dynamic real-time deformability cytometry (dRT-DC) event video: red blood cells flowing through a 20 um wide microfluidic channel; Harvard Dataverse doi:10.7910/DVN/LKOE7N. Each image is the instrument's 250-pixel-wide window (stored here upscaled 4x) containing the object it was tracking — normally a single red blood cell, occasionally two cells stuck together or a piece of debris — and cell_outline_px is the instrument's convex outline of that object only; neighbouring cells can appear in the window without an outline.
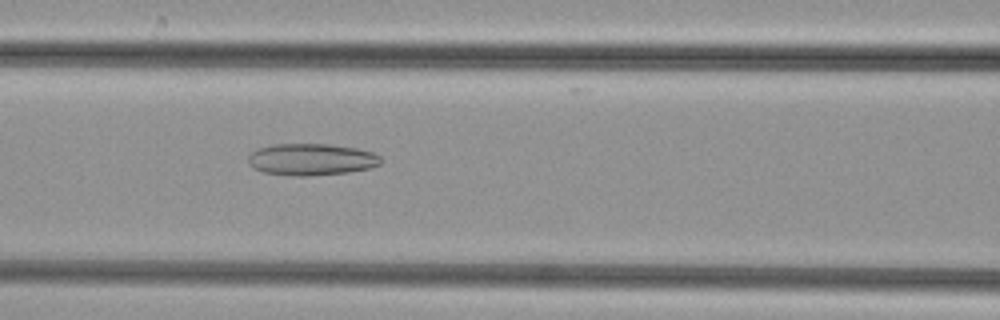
{"species": "common noctule bat (a hibernating species)", "species_latin": "Nyctalus noctula", "temperature_condition": "cold", "stored_images_in_passage": 37, "camera_frame_rate_fps": 3000, "um_per_image_px": 0.085, "animal": {"sex": "female", "body_mass_g": 29.2, "forearm_length_mm": 56.3}, "frame": {"image": 1, "passage_image": 8, "time_ms": 2.333, "image_size_px": [1000, 320], "cell_outline_px": [[384, 160], [380, 164], [368, 168], [348, 172], [308, 176], [292, 176], [264, 172], [248, 164], [248, 156], [252, 152], [260, 148], [272, 144], [328, 144], [356, 148], [372, 152], [380, 156]], "centroid_in_image_um": [26.48, 13.55], "position_along_channel_um": 140.1, "area_um2": 24.51}}
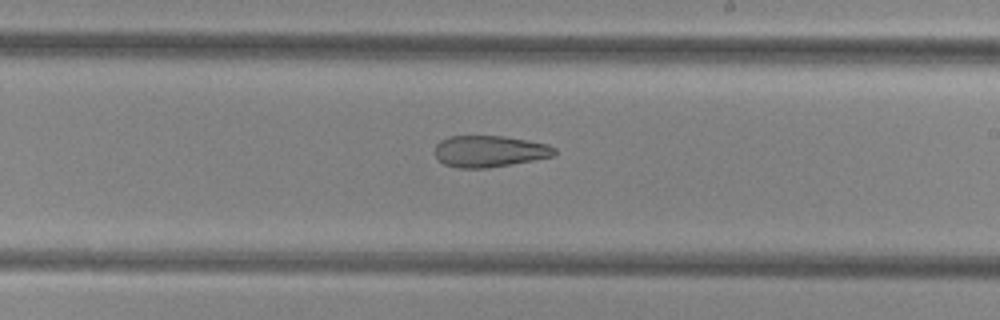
{"frame": {"image": 2, "passage_image": 16, "time_ms": 5.0, "image_size_px": [1000, 320], "cell_outline_px": [[556, 152], [552, 156], [532, 160], [488, 168], [456, 168], [444, 164], [436, 156], [436, 144], [440, 140], [448, 136], [504, 136], [548, 144], [556, 148]], "centroid_in_image_um": [41.59, 12.85], "position_along_channel_um": 247.4, "area_um2": 21.85}}
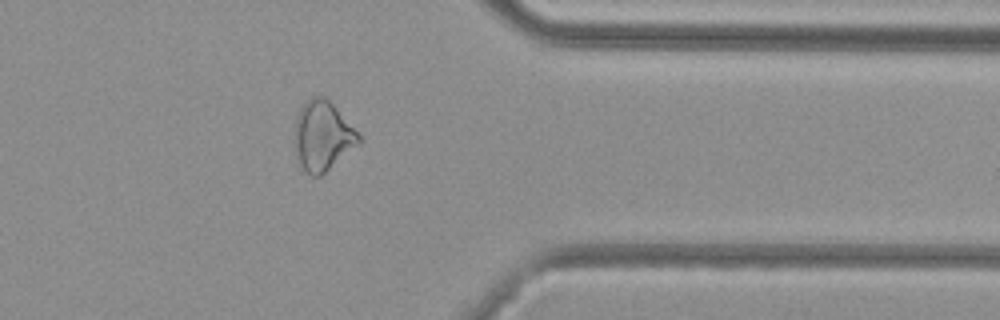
{"frame": {"image": 3, "passage_image": 27, "time_ms": 8.667, "image_size_px": [1000, 320], "cell_outline_px": [[360, 144], [320, 176], [312, 176], [300, 164], [296, 156], [296, 120], [300, 108], [312, 96], [324, 96], [332, 104], [360, 136]], "centroid_in_image_um": [27.43, 11.57], "position_along_channel_um": 384.0, "area_um2": 25.26}}